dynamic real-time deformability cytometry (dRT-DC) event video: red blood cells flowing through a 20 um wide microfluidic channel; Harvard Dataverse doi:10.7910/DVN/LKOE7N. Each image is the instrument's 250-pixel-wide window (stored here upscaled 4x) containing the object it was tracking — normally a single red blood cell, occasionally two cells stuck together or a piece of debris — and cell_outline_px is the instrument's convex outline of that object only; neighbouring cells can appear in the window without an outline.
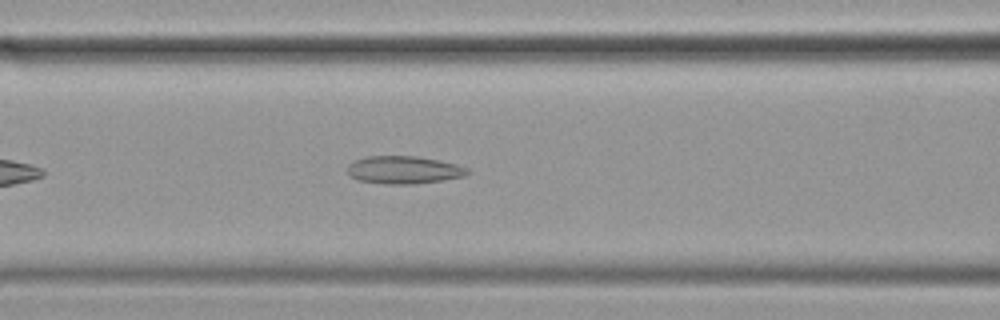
{"species": "common noctule bat (a hibernating species)", "species_latin": "Nyctalus noctula", "temperature_condition": "cold", "stored_images_in_passage": 45, "camera_frame_rate_fps": 3000, "um_per_image_px": 0.085, "animal": {"sex": "female", "body_mass_g": 19.9}, "frame": {"image": 1, "passage_image": 11, "time_ms": 3.333, "image_size_px": [1000, 320], "cell_outline_px": [[472, 172], [464, 176], [444, 180], [412, 184], [388, 184], [356, 180], [348, 172], [348, 164], [356, 160], [368, 156], [416, 156], [440, 160], [456, 164], [468, 168]], "centroid_in_image_um": [34.36, 14.44], "position_along_channel_um": 132.2, "area_um2": 19.42}}
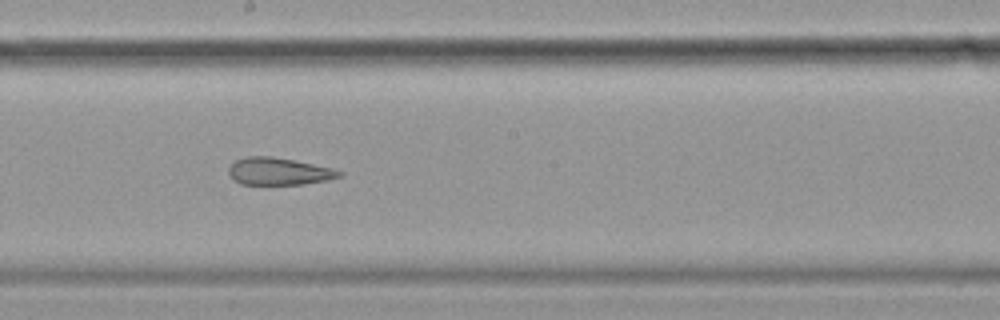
{"frame": {"image": 2, "passage_image": 19, "time_ms": 6.0, "image_size_px": [1000, 320], "cell_outline_px": [[344, 176], [328, 180], [304, 184], [240, 184], [232, 180], [228, 172], [228, 168], [236, 160], [248, 156], [272, 156], [332, 168], [344, 172]], "centroid_in_image_um": [23.7, 14.57], "position_along_channel_um": 224.5, "area_um2": 17.63}}
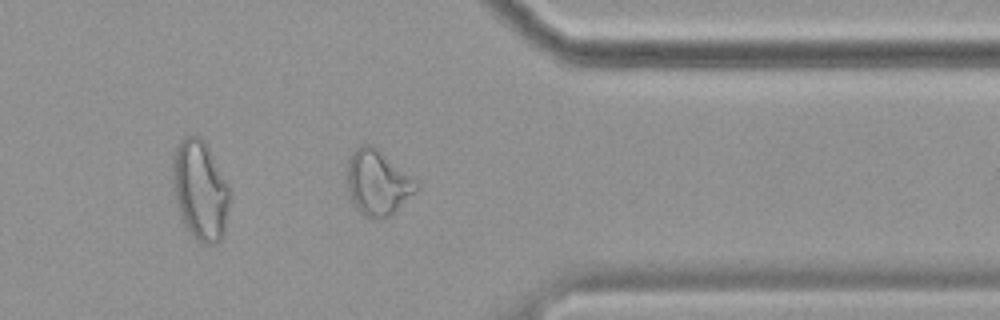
{"frame": {"image": 3, "passage_image": 33, "time_ms": 10.667, "image_size_px": [1000, 320], "cell_outline_px": [[420, 188], [416, 192], [388, 216], [380, 220], [368, 216], [360, 212], [356, 208], [348, 192], [348, 164], [352, 152], [360, 144], [372, 144], [416, 180], [420, 184]], "centroid_in_image_um": [32.11, 15.52], "position_along_channel_um": 379.3, "area_um2": 25.89}, "authors_computed_cell_mechanics": {"area_um2": 21.3282, "velocity_mm_per_s": 3.4702, "shape_relaxation_time_tau1_ms": null, "shape_relaxation_time_tau2_ms": 3.4338, "deformation_change_tau1": null, "deformation_change_tau2": 0.1385}}